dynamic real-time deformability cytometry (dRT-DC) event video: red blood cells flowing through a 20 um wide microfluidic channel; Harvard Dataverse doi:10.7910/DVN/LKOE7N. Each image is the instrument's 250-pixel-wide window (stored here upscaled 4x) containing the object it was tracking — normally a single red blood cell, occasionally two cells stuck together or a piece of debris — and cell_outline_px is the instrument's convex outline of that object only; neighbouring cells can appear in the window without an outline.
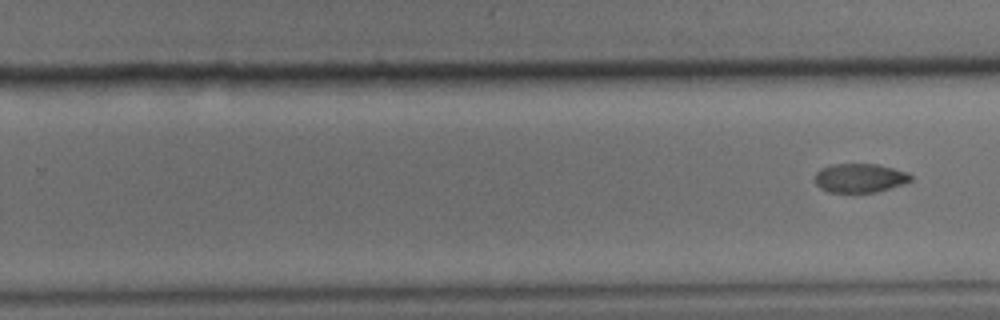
{"species": "common noctule bat (a hibernating species)", "species_latin": "Nyctalus noctula", "temperature_condition": "cold", "stored_images_in_passage": 10, "segment_of_instrument_passage": [2, 2], "camera_frame_rate_fps": 3000, "um_per_image_px": 0.085, "animal": {"sex": "male", "body_mass_g": 15.6}, "frame": {"image": 1, "passage_image": 10, "time_ms": 3.0, "image_size_px": [1000, 320], "cell_outline_px": [[912, 180], [904, 184], [876, 192], [828, 192], [820, 188], [816, 184], [816, 172], [820, 168], [832, 164], [876, 164], [908, 172], [912, 176]], "centroid_in_image_um": [73.09, 15.13], "position_along_channel_um": 256.7, "area_um2": 16.18}}